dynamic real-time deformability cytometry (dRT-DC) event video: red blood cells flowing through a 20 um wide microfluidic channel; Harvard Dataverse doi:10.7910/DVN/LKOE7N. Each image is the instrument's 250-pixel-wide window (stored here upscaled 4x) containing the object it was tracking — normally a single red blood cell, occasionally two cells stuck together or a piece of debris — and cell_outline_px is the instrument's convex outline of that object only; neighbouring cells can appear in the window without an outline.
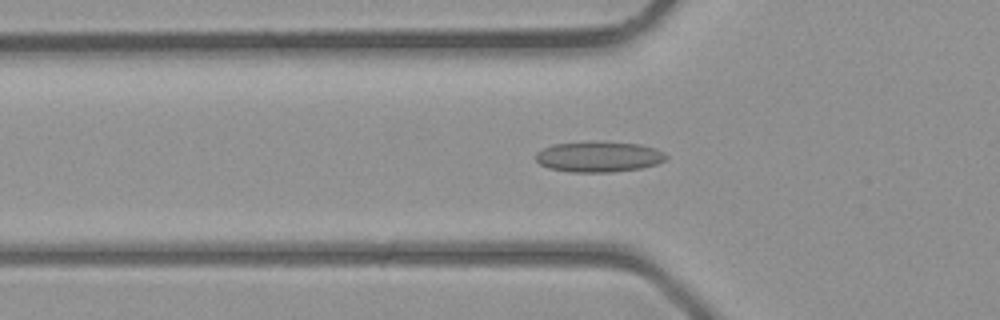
{"species": "common noctule bat (a hibernating species)", "species_latin": "Nyctalus noctula", "temperature_condition": "room temperature", "stored_images_in_passage": 19, "camera_frame_rate_fps": 3000, "um_per_image_px": 0.085, "animal": {"sex": "male", "body_mass_g": 23.1, "forearm_length_mm": 52.7}, "frame": {"image": 1, "passage_image": 7, "time_ms": 2.0, "image_size_px": [1000, 320], "cell_outline_px": [[668, 156], [664, 160], [656, 164], [640, 168], [612, 172], [568, 172], [548, 168], [540, 164], [536, 160], [536, 152], [552, 144], [640, 144], [656, 148], [664, 152]], "centroid_in_image_um": [50.89, 13.37], "position_along_channel_um": 74.9, "area_um2": 22.37}}
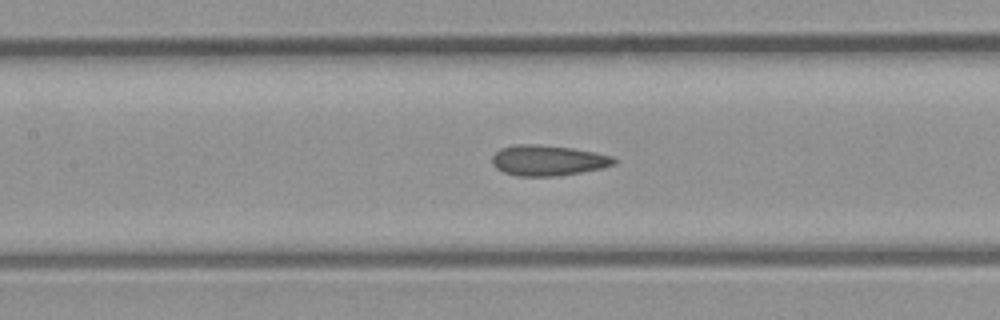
{"frame": {"image": 2, "passage_image": 12, "time_ms": 3.667, "image_size_px": [1000, 320], "cell_outline_px": [[616, 164], [604, 168], [556, 176], [516, 176], [504, 172], [496, 168], [492, 164], [492, 156], [500, 148], [516, 144], [536, 144], [572, 148], [596, 152], [612, 156], [616, 160]], "centroid_in_image_um": [46.58, 13.63], "position_along_channel_um": 160.8, "area_um2": 21.79}}
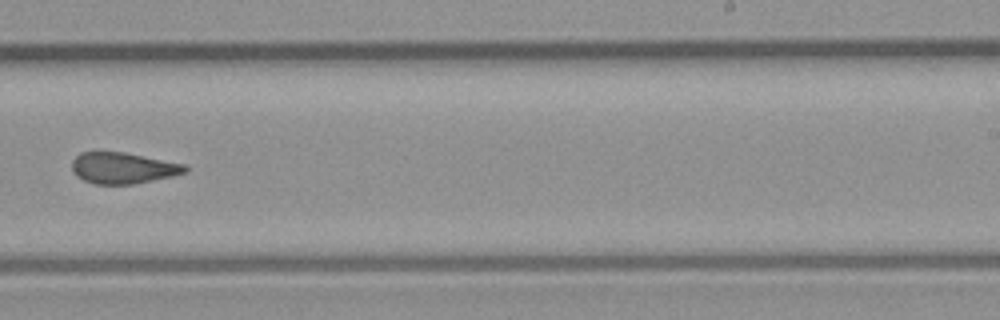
{"frame": {"image": 3, "passage_image": 19, "time_ms": 6.0, "image_size_px": [1000, 320], "cell_outline_px": [[188, 172], [172, 176], [132, 184], [96, 184], [84, 180], [76, 176], [72, 168], [72, 160], [80, 152], [124, 152], [184, 164], [188, 168]], "centroid_in_image_um": [10.44, 14.28], "position_along_channel_um": 278.6, "area_um2": 20.4}}